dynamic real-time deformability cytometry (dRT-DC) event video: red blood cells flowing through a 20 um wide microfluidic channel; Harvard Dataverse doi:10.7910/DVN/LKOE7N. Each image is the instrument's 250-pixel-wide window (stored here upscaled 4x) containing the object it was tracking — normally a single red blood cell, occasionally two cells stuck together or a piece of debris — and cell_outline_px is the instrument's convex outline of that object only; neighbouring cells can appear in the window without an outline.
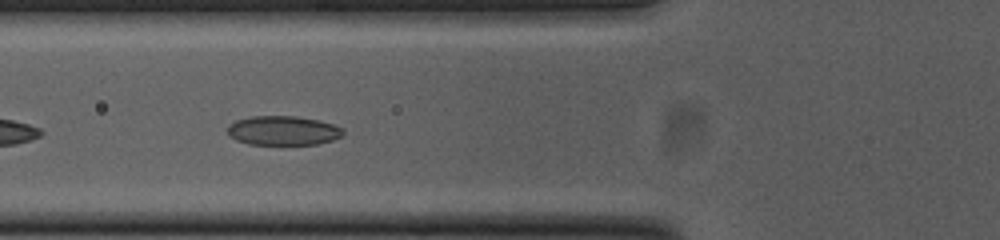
{"species": "common noctule bat (a hibernating species)", "species_latin": "Nyctalus noctula", "temperature_condition": "cold", "stored_images_in_passage": 32, "camera_frame_rate_fps": 3000, "um_per_image_px": 0.085, "animal": {"sex": "female", "body_mass_g": 23.0, "forearm_length_mm": 53.4}, "frame": {"image": 1, "passage_image": 5, "time_ms": 1.333, "image_size_px": [1000, 240], "cell_outline_px": [[344, 132], [340, 136], [332, 140], [316, 144], [248, 144], [236, 140], [228, 136], [228, 124], [236, 120], [252, 116], [296, 116], [320, 120], [344, 128]], "centroid_in_image_um": [24.04, 11.09], "position_along_channel_um": 101.8, "area_um2": 19.77}, "authors_computed_cell_mechanics": {"area_um2": 19.7676, "velocity_mm_per_s": 3.7856, "shape_relaxation_time_tau1_ms": 3.428, "shape_relaxation_time_tau2_ms": 3.2219, "deformation_change_tau1": 0.1141, "deformation_change_tau2": 0.0682}}